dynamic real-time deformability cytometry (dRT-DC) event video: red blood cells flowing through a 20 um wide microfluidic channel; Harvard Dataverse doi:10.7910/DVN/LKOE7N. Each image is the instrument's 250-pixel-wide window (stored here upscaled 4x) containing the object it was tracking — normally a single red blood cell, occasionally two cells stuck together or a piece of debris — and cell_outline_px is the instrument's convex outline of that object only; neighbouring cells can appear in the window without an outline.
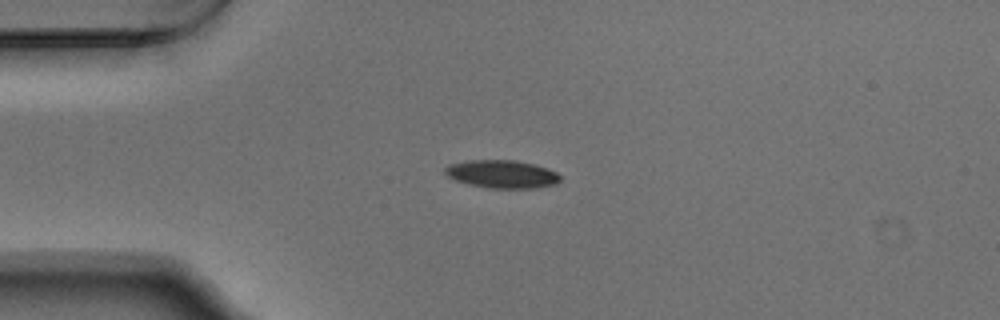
{"species": "Egyptian fruit bat (a non-hibernating species)", "species_latin": "Rousettus aegyptiacus", "temperature_condition": "warm", "stored_images_in_passage": 41, "camera_frame_rate_fps": 3000, "um_per_image_px": 0.085, "animal": {"sex": "male"}, "frame": {"image": 1, "passage_image": 1, "time_ms": 0.0, "image_size_px": [1000, 320], "cell_outline_px": [[560, 180], [556, 184], [532, 188], [492, 188], [468, 184], [456, 180], [448, 176], [444, 172], [444, 168], [448, 164], [472, 160], [516, 160], [548, 168], [556, 172], [560, 176]], "centroid_in_image_um": [42.66, 14.79], "position_along_channel_um": 42.3, "area_um2": 18.67}}
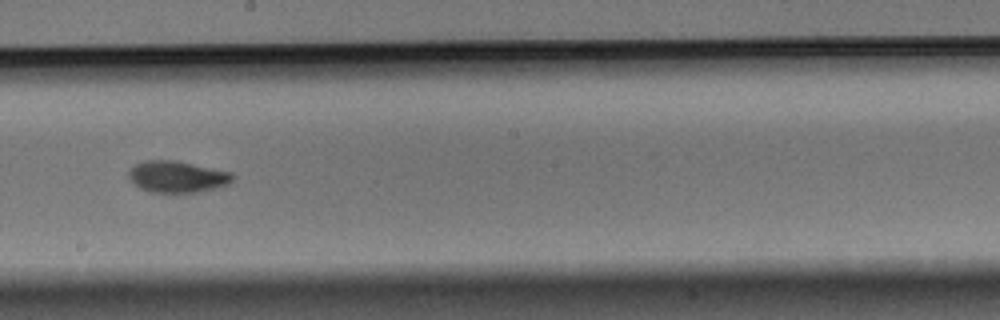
{"frame": {"image": 2, "passage_image": 18, "time_ms": 5.667, "image_size_px": [1000, 320], "cell_outline_px": [[236, 176], [228, 184], [216, 188], [200, 192], [148, 192], [140, 188], [128, 176], [128, 172], [136, 164], [144, 160], [176, 160], [232, 172]], "centroid_in_image_um": [15.1, 15.01], "position_along_channel_um": 233.1, "area_um2": 19.13}}
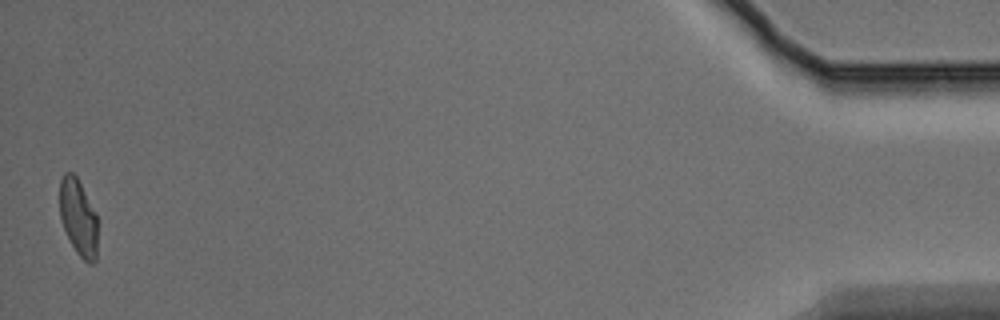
{"frame": {"image": 3, "passage_image": 41, "time_ms": 13.333, "image_size_px": [1000, 320], "cell_outline_px": [[96, 260], [92, 264], [88, 264], [76, 252], [64, 228], [60, 216], [60, 180], [64, 172], [72, 172], [76, 176], [96, 212]], "centroid_in_image_um": [6.65, 18.47], "position_along_channel_um": 428.5, "area_um2": 16.7}, "authors_computed_cell_mechanics": {"area_um2": 18.6694, "velocity_mm_per_s": 3.7542, "shape_relaxation_time_tau1_ms": 3.0289, "shape_relaxation_time_tau2_ms": 2.4895, "deformation_change_tau1": 0.1459, "deformation_change_tau2": 0.068}}